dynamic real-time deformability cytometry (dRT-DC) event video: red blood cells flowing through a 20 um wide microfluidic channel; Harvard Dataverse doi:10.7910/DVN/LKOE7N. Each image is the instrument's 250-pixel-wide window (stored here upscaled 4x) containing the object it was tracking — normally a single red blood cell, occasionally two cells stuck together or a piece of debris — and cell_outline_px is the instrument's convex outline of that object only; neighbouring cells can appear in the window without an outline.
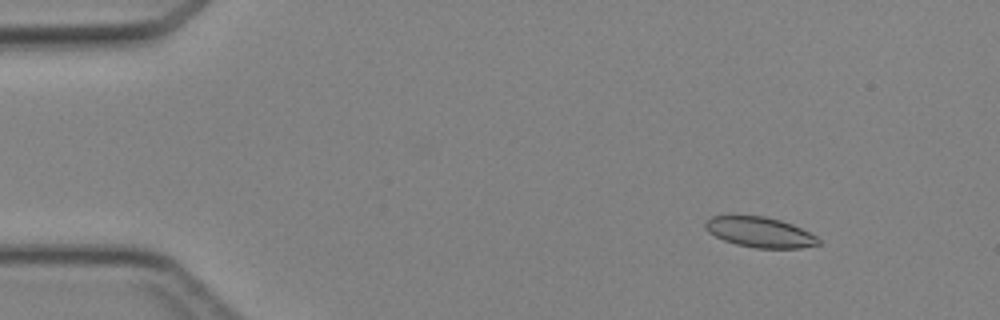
{"species": "Egyptian fruit bat (a non-hibernating species)", "species_latin": "Rousettus aegyptiacus", "temperature_condition": "cold", "stored_images_in_passage": 45, "camera_frame_rate_fps": 3000, "um_per_image_px": 0.085, "animal": {"sex": "female"}, "frame": {"image": 1, "passage_image": 5, "time_ms": 1.333, "image_size_px": [1000, 320], "cell_outline_px": [[820, 244], [800, 248], [756, 248], [736, 244], [724, 240], [708, 232], [704, 228], [704, 224], [712, 216], [764, 216], [780, 220], [792, 224], [816, 236], [820, 240]], "centroid_in_image_um": [64.59, 19.74], "position_along_channel_um": 20.4, "area_um2": 19.77}}
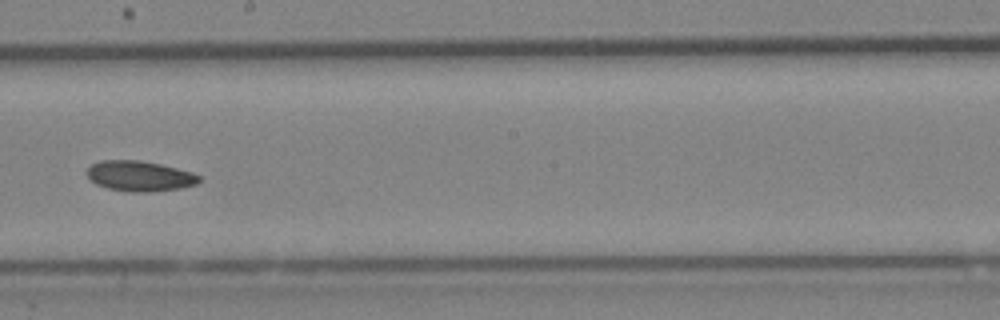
{"frame": {"image": 2, "passage_image": 26, "time_ms": 8.333, "image_size_px": [1000, 320], "cell_outline_px": [[200, 180], [196, 184], [180, 188], [144, 192], [132, 192], [108, 188], [96, 184], [88, 176], [88, 168], [92, 164], [100, 160], [140, 160], [160, 164], [192, 172], [200, 176]], "centroid_in_image_um": [11.87, 14.95], "position_along_channel_um": 236.3, "area_um2": 19.59}}
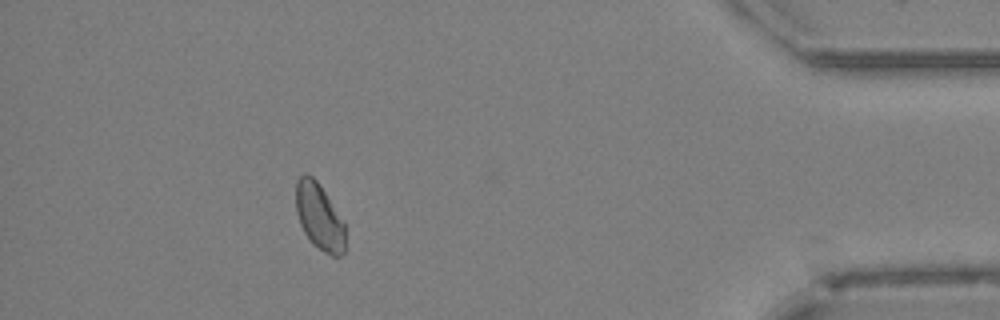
{"frame": {"image": 3, "passage_image": 41, "time_ms": 13.333, "image_size_px": [1000, 320], "cell_outline_px": [[344, 252], [340, 256], [332, 256], [324, 252], [312, 244], [304, 232], [300, 224], [296, 212], [296, 180], [304, 172], [312, 176], [316, 180], [344, 220]], "centroid_in_image_um": [27.13, 18.42], "position_along_channel_um": 408.1, "area_um2": 19.13}}